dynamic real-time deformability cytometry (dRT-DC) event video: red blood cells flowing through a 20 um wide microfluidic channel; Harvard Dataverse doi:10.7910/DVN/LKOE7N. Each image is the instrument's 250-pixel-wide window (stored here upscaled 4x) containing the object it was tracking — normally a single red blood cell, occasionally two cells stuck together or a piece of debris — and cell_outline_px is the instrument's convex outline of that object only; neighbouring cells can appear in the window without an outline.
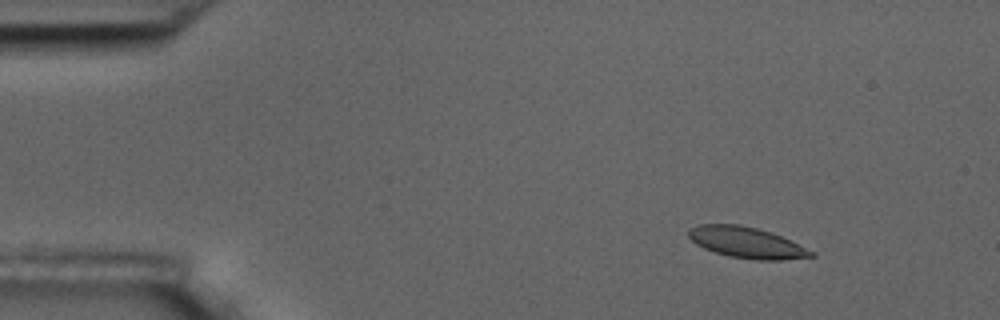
{"species": "common noctule bat (a hibernating species)", "species_latin": "Nyctalus noctula", "temperature_condition": "room temperature", "stored_images_in_passage": 4, "camera_frame_rate_fps": 3000, "um_per_image_px": 0.085, "animal": {"sex": "male", "body_mass_g": 17.5, "forearm_length_mm": 52.3}, "frame": {"image": 1, "passage_image": 1, "time_ms": 0.0, "image_size_px": [1000, 320], "cell_outline_px": [[816, 256], [784, 260], [752, 260], [728, 256], [704, 248], [696, 244], [688, 236], [688, 228], [700, 224], [736, 224], [756, 228], [780, 236], [816, 252]], "centroid_in_image_um": [63.46, 20.63], "position_along_channel_um": 21.5, "area_um2": 22.08}}